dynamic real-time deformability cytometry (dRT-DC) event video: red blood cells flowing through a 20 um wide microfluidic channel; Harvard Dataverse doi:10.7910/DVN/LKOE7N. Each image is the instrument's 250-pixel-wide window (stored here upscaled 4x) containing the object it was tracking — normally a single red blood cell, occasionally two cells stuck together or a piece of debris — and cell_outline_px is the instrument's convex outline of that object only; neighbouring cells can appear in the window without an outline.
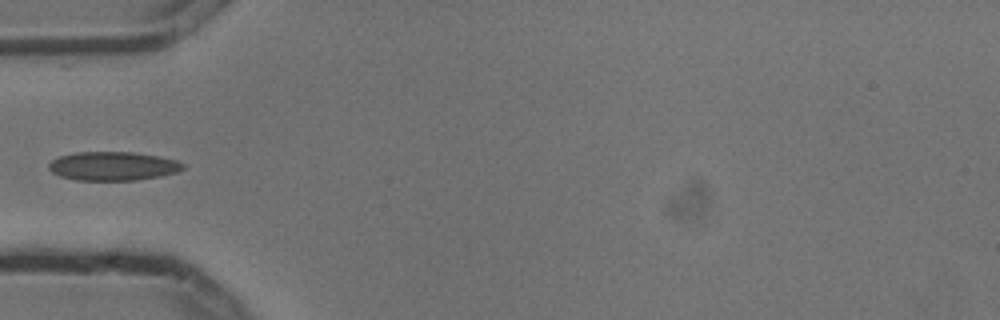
{"species": "common noctule bat (a hibernating species)", "species_latin": "Nyctalus noctula", "temperature_condition": "cold", "stored_images_in_passage": 7, "camera_frame_rate_fps": 3000, "um_per_image_px": 0.085, "animal": {"sex": "male", "body_mass_g": 13.3}, "frame": {"image": 1, "passage_image": 5, "time_ms": 1.333, "image_size_px": [1000, 320], "cell_outline_px": [[184, 168], [176, 172], [160, 176], [136, 180], [76, 180], [60, 176], [52, 172], [48, 168], [48, 164], [52, 160], [60, 156], [76, 152], [132, 152], [160, 156], [176, 160], [184, 164]], "centroid_in_image_um": [9.59, 14.11], "position_along_channel_um": 75.4, "area_um2": 22.48}}
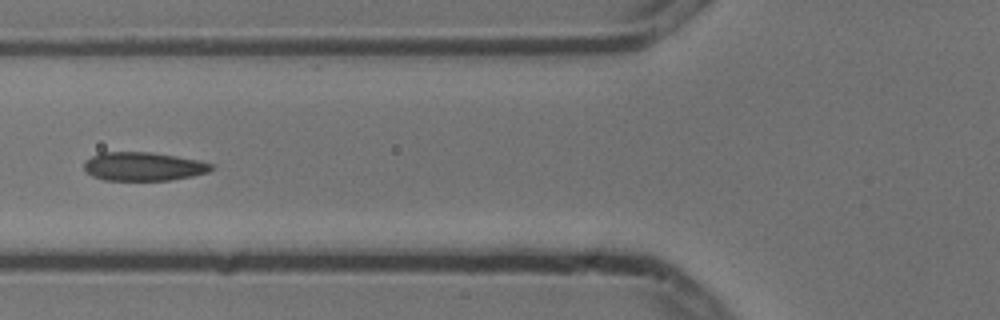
{"frame": {"image": 2, "passage_image": 6, "time_ms": 1.667, "image_size_px": [1000, 320], "cell_outline_px": [[216, 168], [208, 172], [192, 176], [172, 180], [104, 180], [92, 176], [84, 168], [84, 160], [100, 152], [152, 152], [200, 160], [212, 164]], "centroid_in_image_um": [12.21, 14.14], "position_along_channel_um": 113.6, "area_um2": 21.39}}
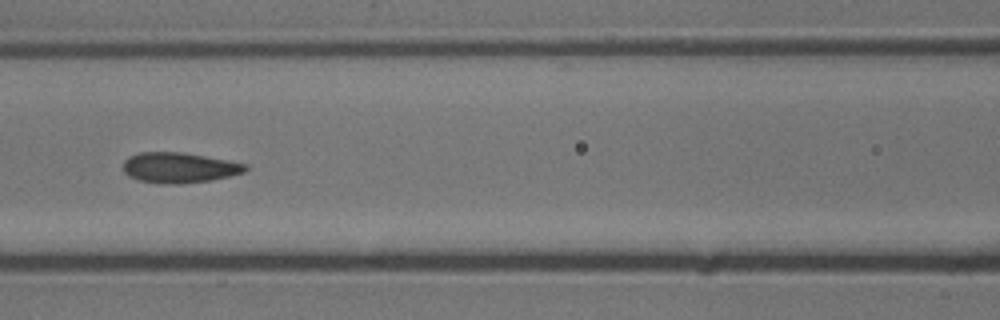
{"frame": {"image": 3, "passage_image": 7, "time_ms": 2.0, "image_size_px": [1000, 320], "cell_outline_px": [[248, 168], [244, 172], [212, 180], [176, 184], [168, 184], [140, 180], [128, 176], [124, 172], [124, 160], [128, 156], [140, 152], [184, 152], [228, 160], [248, 164]], "centroid_in_image_um": [15.24, 14.24], "position_along_channel_um": 151.4, "area_um2": 21.62}}